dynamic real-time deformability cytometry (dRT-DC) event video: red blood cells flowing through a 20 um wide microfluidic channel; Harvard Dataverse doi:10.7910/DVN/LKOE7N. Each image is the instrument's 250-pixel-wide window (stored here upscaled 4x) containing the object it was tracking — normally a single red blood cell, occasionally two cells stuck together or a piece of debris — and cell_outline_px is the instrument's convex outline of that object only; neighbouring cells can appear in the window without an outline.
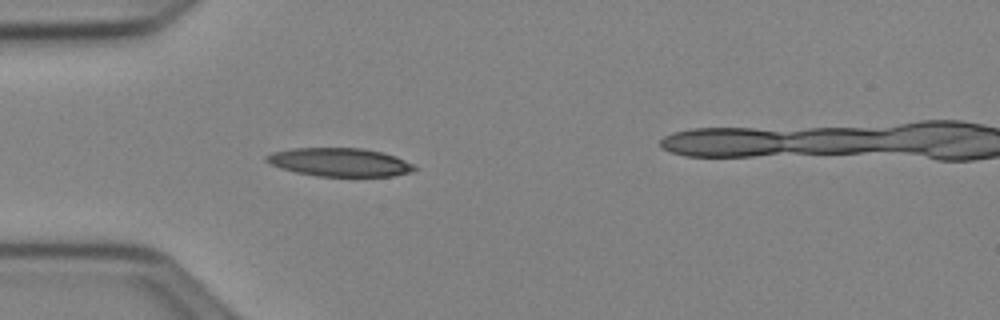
{"species": "Egyptian fruit bat (a non-hibernating species)", "species_latin": "Rousettus aegyptiacus", "temperature_condition": "cold", "stored_images_in_passage": 21, "camera_frame_rate_fps": 3000, "um_per_image_px": 0.085, "animal": {"sex": "female"}, "frame": {"image": 1, "passage_image": 1, "time_ms": 0.0, "image_size_px": [1000, 320], "cell_outline_px": [[416, 168], [412, 172], [392, 176], [320, 176], [296, 172], [280, 168], [268, 164], [264, 160], [264, 156], [272, 152], [292, 148], [364, 148], [396, 156], [416, 164]], "centroid_in_image_um": [28.86, 13.78], "position_along_channel_um": 56.1, "area_um2": 24.68}}
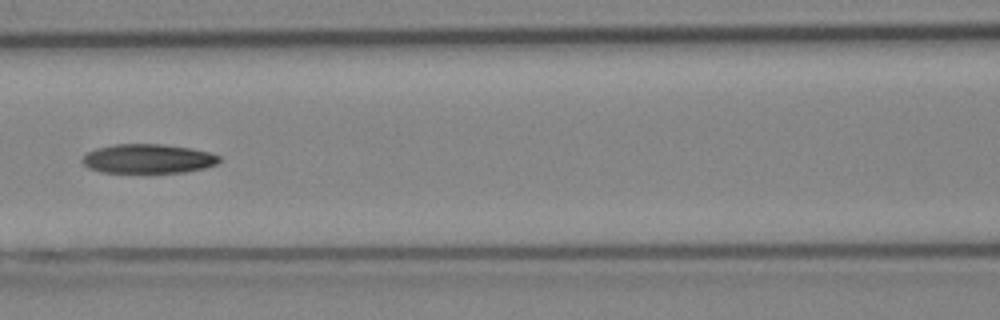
{"frame": {"image": 2, "passage_image": 9, "time_ms": 2.667, "image_size_px": [1000, 320], "cell_outline_px": [[220, 160], [216, 164], [204, 168], [184, 172], [100, 172], [88, 168], [80, 160], [88, 152], [96, 148], [112, 144], [164, 144], [192, 148], [208, 152], [220, 156]], "centroid_in_image_um": [12.57, 13.48], "position_along_channel_um": 154.0, "area_um2": 23.35}}
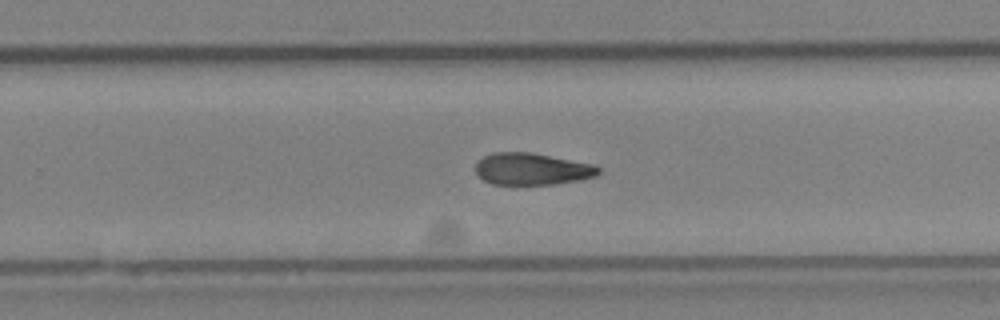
{"frame": {"image": 3, "passage_image": 19, "time_ms": 6.0, "image_size_px": [1000, 320], "cell_outline_px": [[600, 172], [596, 176], [580, 180], [552, 184], [492, 184], [484, 180], [476, 172], [476, 160], [492, 152], [532, 152], [596, 164], [600, 168]], "centroid_in_image_um": [45.24, 14.35], "position_along_channel_um": 284.6, "area_um2": 23.06}}